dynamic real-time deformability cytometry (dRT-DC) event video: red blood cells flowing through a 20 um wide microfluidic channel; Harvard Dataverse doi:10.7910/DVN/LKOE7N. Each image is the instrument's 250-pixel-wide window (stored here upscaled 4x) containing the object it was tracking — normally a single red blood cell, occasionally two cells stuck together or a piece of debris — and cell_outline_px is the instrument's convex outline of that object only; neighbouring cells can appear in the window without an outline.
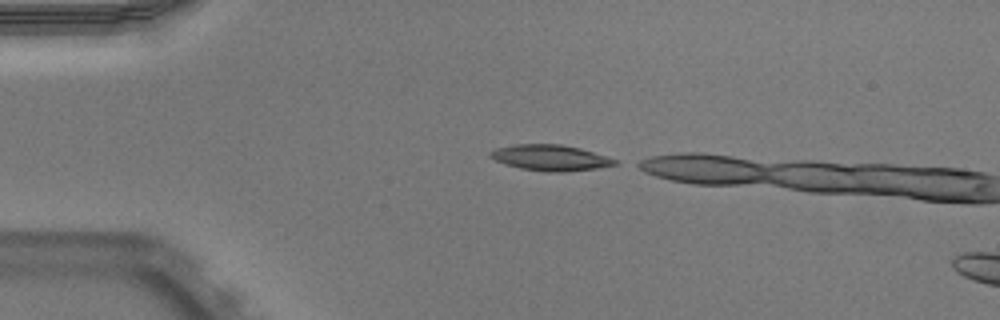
{"species": "Egyptian fruit bat (a non-hibernating species)", "species_latin": "Rousettus aegyptiacus", "temperature_condition": "warm", "stored_images_in_passage": 3, "camera_frame_rate_fps": 3000, "um_per_image_px": 0.085, "animal": {"sex": "male"}, "frame": {"image": 1, "passage_image": 1, "time_ms": 0.0, "image_size_px": [1000, 320], "cell_outline_px": [[620, 164], [600, 168], [564, 172], [548, 172], [520, 168], [496, 160], [488, 156], [488, 152], [496, 148], [516, 144], [560, 144], [580, 148], [620, 160]], "centroid_in_image_um": [46.85, 13.41], "position_along_channel_um": 38.2, "area_um2": 18.9}}